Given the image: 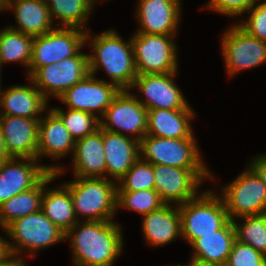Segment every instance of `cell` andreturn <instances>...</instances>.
Here are the masks:
<instances>
[{
  "label": "cell",
  "instance_id": "1",
  "mask_svg": "<svg viewBox=\"0 0 266 266\" xmlns=\"http://www.w3.org/2000/svg\"><path fill=\"white\" fill-rule=\"evenodd\" d=\"M120 226L115 221H78L65 233L74 265L112 266L123 250Z\"/></svg>",
  "mask_w": 266,
  "mask_h": 266
},
{
  "label": "cell",
  "instance_id": "2",
  "mask_svg": "<svg viewBox=\"0 0 266 266\" xmlns=\"http://www.w3.org/2000/svg\"><path fill=\"white\" fill-rule=\"evenodd\" d=\"M88 40H91L89 43L93 48V54H88L89 73L95 75L99 68H104L110 83L120 90H130L138 75L131 39L123 41L112 29L94 37L87 31L85 43Z\"/></svg>",
  "mask_w": 266,
  "mask_h": 266
},
{
  "label": "cell",
  "instance_id": "3",
  "mask_svg": "<svg viewBox=\"0 0 266 266\" xmlns=\"http://www.w3.org/2000/svg\"><path fill=\"white\" fill-rule=\"evenodd\" d=\"M63 185L70 191L76 217L83 215L85 221H113L116 182L110 178L76 177Z\"/></svg>",
  "mask_w": 266,
  "mask_h": 266
},
{
  "label": "cell",
  "instance_id": "4",
  "mask_svg": "<svg viewBox=\"0 0 266 266\" xmlns=\"http://www.w3.org/2000/svg\"><path fill=\"white\" fill-rule=\"evenodd\" d=\"M179 212L181 237L190 245L202 235L221 229L229 221L222 197L212 191L200 193L179 205Z\"/></svg>",
  "mask_w": 266,
  "mask_h": 266
},
{
  "label": "cell",
  "instance_id": "5",
  "mask_svg": "<svg viewBox=\"0 0 266 266\" xmlns=\"http://www.w3.org/2000/svg\"><path fill=\"white\" fill-rule=\"evenodd\" d=\"M3 230L9 236L8 248L12 256H18L25 248L35 254L37 250L65 240V233L60 230L41 210L11 222ZM16 243V244H15Z\"/></svg>",
  "mask_w": 266,
  "mask_h": 266
},
{
  "label": "cell",
  "instance_id": "6",
  "mask_svg": "<svg viewBox=\"0 0 266 266\" xmlns=\"http://www.w3.org/2000/svg\"><path fill=\"white\" fill-rule=\"evenodd\" d=\"M140 158L151 164L186 169H207L196 144L194 134L189 138H159L145 135L139 141Z\"/></svg>",
  "mask_w": 266,
  "mask_h": 266
},
{
  "label": "cell",
  "instance_id": "7",
  "mask_svg": "<svg viewBox=\"0 0 266 266\" xmlns=\"http://www.w3.org/2000/svg\"><path fill=\"white\" fill-rule=\"evenodd\" d=\"M175 36L135 33L131 37L138 75L177 72Z\"/></svg>",
  "mask_w": 266,
  "mask_h": 266
},
{
  "label": "cell",
  "instance_id": "8",
  "mask_svg": "<svg viewBox=\"0 0 266 266\" xmlns=\"http://www.w3.org/2000/svg\"><path fill=\"white\" fill-rule=\"evenodd\" d=\"M85 30L75 27L55 26L54 29L41 36L34 37L32 42V58L28 77L39 67L56 64L66 58L75 56L85 43Z\"/></svg>",
  "mask_w": 266,
  "mask_h": 266
},
{
  "label": "cell",
  "instance_id": "9",
  "mask_svg": "<svg viewBox=\"0 0 266 266\" xmlns=\"http://www.w3.org/2000/svg\"><path fill=\"white\" fill-rule=\"evenodd\" d=\"M222 190L229 220L266 213V185L249 166Z\"/></svg>",
  "mask_w": 266,
  "mask_h": 266
},
{
  "label": "cell",
  "instance_id": "10",
  "mask_svg": "<svg viewBox=\"0 0 266 266\" xmlns=\"http://www.w3.org/2000/svg\"><path fill=\"white\" fill-rule=\"evenodd\" d=\"M155 190L165 204L181 205L194 199L204 179L213 178L208 169H186L153 164Z\"/></svg>",
  "mask_w": 266,
  "mask_h": 266
},
{
  "label": "cell",
  "instance_id": "11",
  "mask_svg": "<svg viewBox=\"0 0 266 266\" xmlns=\"http://www.w3.org/2000/svg\"><path fill=\"white\" fill-rule=\"evenodd\" d=\"M147 114V108L133 93L129 90H120L99 119L100 128L122 135H125V131L140 141L147 132Z\"/></svg>",
  "mask_w": 266,
  "mask_h": 266
},
{
  "label": "cell",
  "instance_id": "12",
  "mask_svg": "<svg viewBox=\"0 0 266 266\" xmlns=\"http://www.w3.org/2000/svg\"><path fill=\"white\" fill-rule=\"evenodd\" d=\"M89 74L88 54L78 52L56 64L39 67L30 77L44 97L59 98L67 89Z\"/></svg>",
  "mask_w": 266,
  "mask_h": 266
},
{
  "label": "cell",
  "instance_id": "13",
  "mask_svg": "<svg viewBox=\"0 0 266 266\" xmlns=\"http://www.w3.org/2000/svg\"><path fill=\"white\" fill-rule=\"evenodd\" d=\"M19 162H18V161ZM38 159L11 157L0 165V205L11 197L36 186L49 172L56 178L64 173V167L37 164Z\"/></svg>",
  "mask_w": 266,
  "mask_h": 266
},
{
  "label": "cell",
  "instance_id": "14",
  "mask_svg": "<svg viewBox=\"0 0 266 266\" xmlns=\"http://www.w3.org/2000/svg\"><path fill=\"white\" fill-rule=\"evenodd\" d=\"M221 41L229 77L266 62V42L249 35L238 23L226 30Z\"/></svg>",
  "mask_w": 266,
  "mask_h": 266
},
{
  "label": "cell",
  "instance_id": "15",
  "mask_svg": "<svg viewBox=\"0 0 266 266\" xmlns=\"http://www.w3.org/2000/svg\"><path fill=\"white\" fill-rule=\"evenodd\" d=\"M95 77L89 73L67 89L58 99L68 106L67 109L92 113L100 119L120 89L106 80H99Z\"/></svg>",
  "mask_w": 266,
  "mask_h": 266
},
{
  "label": "cell",
  "instance_id": "16",
  "mask_svg": "<svg viewBox=\"0 0 266 266\" xmlns=\"http://www.w3.org/2000/svg\"><path fill=\"white\" fill-rule=\"evenodd\" d=\"M177 73L178 72L137 75L131 86V90L132 88H136L144 94L143 96H145V99H143V101L140 99L138 100L147 110L191 109L183 93L176 86L173 79Z\"/></svg>",
  "mask_w": 266,
  "mask_h": 266
},
{
  "label": "cell",
  "instance_id": "17",
  "mask_svg": "<svg viewBox=\"0 0 266 266\" xmlns=\"http://www.w3.org/2000/svg\"><path fill=\"white\" fill-rule=\"evenodd\" d=\"M136 33L176 35L181 19V0H138Z\"/></svg>",
  "mask_w": 266,
  "mask_h": 266
},
{
  "label": "cell",
  "instance_id": "18",
  "mask_svg": "<svg viewBox=\"0 0 266 266\" xmlns=\"http://www.w3.org/2000/svg\"><path fill=\"white\" fill-rule=\"evenodd\" d=\"M39 120L0 115V127L10 157L37 159Z\"/></svg>",
  "mask_w": 266,
  "mask_h": 266
},
{
  "label": "cell",
  "instance_id": "19",
  "mask_svg": "<svg viewBox=\"0 0 266 266\" xmlns=\"http://www.w3.org/2000/svg\"><path fill=\"white\" fill-rule=\"evenodd\" d=\"M102 142L106 159L105 178L112 176L111 180L117 183L140 158L139 141L102 129Z\"/></svg>",
  "mask_w": 266,
  "mask_h": 266
},
{
  "label": "cell",
  "instance_id": "20",
  "mask_svg": "<svg viewBox=\"0 0 266 266\" xmlns=\"http://www.w3.org/2000/svg\"><path fill=\"white\" fill-rule=\"evenodd\" d=\"M14 10L18 25L8 26L32 37L48 33L55 27L46 0H3V10Z\"/></svg>",
  "mask_w": 266,
  "mask_h": 266
},
{
  "label": "cell",
  "instance_id": "21",
  "mask_svg": "<svg viewBox=\"0 0 266 266\" xmlns=\"http://www.w3.org/2000/svg\"><path fill=\"white\" fill-rule=\"evenodd\" d=\"M38 124L37 159L48 156L59 159L74 152L75 140L61 119L50 109Z\"/></svg>",
  "mask_w": 266,
  "mask_h": 266
},
{
  "label": "cell",
  "instance_id": "22",
  "mask_svg": "<svg viewBox=\"0 0 266 266\" xmlns=\"http://www.w3.org/2000/svg\"><path fill=\"white\" fill-rule=\"evenodd\" d=\"M30 82L33 86L15 85L0 92V115L39 118L48 108V100L31 79Z\"/></svg>",
  "mask_w": 266,
  "mask_h": 266
},
{
  "label": "cell",
  "instance_id": "23",
  "mask_svg": "<svg viewBox=\"0 0 266 266\" xmlns=\"http://www.w3.org/2000/svg\"><path fill=\"white\" fill-rule=\"evenodd\" d=\"M73 174L75 177L105 178L106 159L102 129L75 141Z\"/></svg>",
  "mask_w": 266,
  "mask_h": 266
},
{
  "label": "cell",
  "instance_id": "24",
  "mask_svg": "<svg viewBox=\"0 0 266 266\" xmlns=\"http://www.w3.org/2000/svg\"><path fill=\"white\" fill-rule=\"evenodd\" d=\"M142 232L148 244L161 246L181 237L179 205L165 204L160 209L142 216Z\"/></svg>",
  "mask_w": 266,
  "mask_h": 266
},
{
  "label": "cell",
  "instance_id": "25",
  "mask_svg": "<svg viewBox=\"0 0 266 266\" xmlns=\"http://www.w3.org/2000/svg\"><path fill=\"white\" fill-rule=\"evenodd\" d=\"M192 110H148L146 135L159 138H189L193 134L190 119L195 117Z\"/></svg>",
  "mask_w": 266,
  "mask_h": 266
},
{
  "label": "cell",
  "instance_id": "26",
  "mask_svg": "<svg viewBox=\"0 0 266 266\" xmlns=\"http://www.w3.org/2000/svg\"><path fill=\"white\" fill-rule=\"evenodd\" d=\"M235 241V229L229 220L221 229L202 235L191 244L194 249L191 260L226 265Z\"/></svg>",
  "mask_w": 266,
  "mask_h": 266
},
{
  "label": "cell",
  "instance_id": "27",
  "mask_svg": "<svg viewBox=\"0 0 266 266\" xmlns=\"http://www.w3.org/2000/svg\"><path fill=\"white\" fill-rule=\"evenodd\" d=\"M55 176V172H49L36 186L3 202L0 205V226L6 228L14 220L41 210L44 187Z\"/></svg>",
  "mask_w": 266,
  "mask_h": 266
},
{
  "label": "cell",
  "instance_id": "28",
  "mask_svg": "<svg viewBox=\"0 0 266 266\" xmlns=\"http://www.w3.org/2000/svg\"><path fill=\"white\" fill-rule=\"evenodd\" d=\"M44 187L41 211L64 233L71 229L78 221L76 217L70 191L62 184L59 189Z\"/></svg>",
  "mask_w": 266,
  "mask_h": 266
},
{
  "label": "cell",
  "instance_id": "29",
  "mask_svg": "<svg viewBox=\"0 0 266 266\" xmlns=\"http://www.w3.org/2000/svg\"><path fill=\"white\" fill-rule=\"evenodd\" d=\"M52 22L58 18L60 27H75L87 31L86 20L93 11V0H46Z\"/></svg>",
  "mask_w": 266,
  "mask_h": 266
},
{
  "label": "cell",
  "instance_id": "30",
  "mask_svg": "<svg viewBox=\"0 0 266 266\" xmlns=\"http://www.w3.org/2000/svg\"><path fill=\"white\" fill-rule=\"evenodd\" d=\"M34 37L25 35L10 27L0 30V63L19 62L27 70L32 58V42Z\"/></svg>",
  "mask_w": 266,
  "mask_h": 266
},
{
  "label": "cell",
  "instance_id": "31",
  "mask_svg": "<svg viewBox=\"0 0 266 266\" xmlns=\"http://www.w3.org/2000/svg\"><path fill=\"white\" fill-rule=\"evenodd\" d=\"M242 219L244 223L240 225L235 219L232 220L236 240L266 255V213L245 216Z\"/></svg>",
  "mask_w": 266,
  "mask_h": 266
},
{
  "label": "cell",
  "instance_id": "32",
  "mask_svg": "<svg viewBox=\"0 0 266 266\" xmlns=\"http://www.w3.org/2000/svg\"><path fill=\"white\" fill-rule=\"evenodd\" d=\"M164 205L165 203L155 189L116 191V210H118V207L127 208L144 216Z\"/></svg>",
  "mask_w": 266,
  "mask_h": 266
},
{
  "label": "cell",
  "instance_id": "33",
  "mask_svg": "<svg viewBox=\"0 0 266 266\" xmlns=\"http://www.w3.org/2000/svg\"><path fill=\"white\" fill-rule=\"evenodd\" d=\"M51 110L61 119L75 141L94 133L100 127L99 118L92 113L74 109L65 112L56 107Z\"/></svg>",
  "mask_w": 266,
  "mask_h": 266
},
{
  "label": "cell",
  "instance_id": "34",
  "mask_svg": "<svg viewBox=\"0 0 266 266\" xmlns=\"http://www.w3.org/2000/svg\"><path fill=\"white\" fill-rule=\"evenodd\" d=\"M117 183L116 191L155 189L153 164L139 158Z\"/></svg>",
  "mask_w": 266,
  "mask_h": 266
},
{
  "label": "cell",
  "instance_id": "35",
  "mask_svg": "<svg viewBox=\"0 0 266 266\" xmlns=\"http://www.w3.org/2000/svg\"><path fill=\"white\" fill-rule=\"evenodd\" d=\"M226 266H266V255L236 240Z\"/></svg>",
  "mask_w": 266,
  "mask_h": 266
},
{
  "label": "cell",
  "instance_id": "36",
  "mask_svg": "<svg viewBox=\"0 0 266 266\" xmlns=\"http://www.w3.org/2000/svg\"><path fill=\"white\" fill-rule=\"evenodd\" d=\"M248 20H241L238 25L249 35L266 42V1L252 6L249 10ZM244 21V22H243Z\"/></svg>",
  "mask_w": 266,
  "mask_h": 266
},
{
  "label": "cell",
  "instance_id": "37",
  "mask_svg": "<svg viewBox=\"0 0 266 266\" xmlns=\"http://www.w3.org/2000/svg\"><path fill=\"white\" fill-rule=\"evenodd\" d=\"M259 0H210L207 8L219 12L222 15L238 16L244 14Z\"/></svg>",
  "mask_w": 266,
  "mask_h": 266
},
{
  "label": "cell",
  "instance_id": "38",
  "mask_svg": "<svg viewBox=\"0 0 266 266\" xmlns=\"http://www.w3.org/2000/svg\"><path fill=\"white\" fill-rule=\"evenodd\" d=\"M249 167L260 177L266 185V155L256 156L249 164Z\"/></svg>",
  "mask_w": 266,
  "mask_h": 266
},
{
  "label": "cell",
  "instance_id": "39",
  "mask_svg": "<svg viewBox=\"0 0 266 266\" xmlns=\"http://www.w3.org/2000/svg\"><path fill=\"white\" fill-rule=\"evenodd\" d=\"M10 256L8 241L4 240L0 235V263H3Z\"/></svg>",
  "mask_w": 266,
  "mask_h": 266
},
{
  "label": "cell",
  "instance_id": "40",
  "mask_svg": "<svg viewBox=\"0 0 266 266\" xmlns=\"http://www.w3.org/2000/svg\"><path fill=\"white\" fill-rule=\"evenodd\" d=\"M22 259L23 257L21 258L20 256L17 257L11 255L3 263H0V266H27Z\"/></svg>",
  "mask_w": 266,
  "mask_h": 266
},
{
  "label": "cell",
  "instance_id": "41",
  "mask_svg": "<svg viewBox=\"0 0 266 266\" xmlns=\"http://www.w3.org/2000/svg\"><path fill=\"white\" fill-rule=\"evenodd\" d=\"M192 266H226L225 264L204 263L192 260Z\"/></svg>",
  "mask_w": 266,
  "mask_h": 266
},
{
  "label": "cell",
  "instance_id": "42",
  "mask_svg": "<svg viewBox=\"0 0 266 266\" xmlns=\"http://www.w3.org/2000/svg\"><path fill=\"white\" fill-rule=\"evenodd\" d=\"M11 158L6 150H0V165L3 162V160Z\"/></svg>",
  "mask_w": 266,
  "mask_h": 266
},
{
  "label": "cell",
  "instance_id": "43",
  "mask_svg": "<svg viewBox=\"0 0 266 266\" xmlns=\"http://www.w3.org/2000/svg\"><path fill=\"white\" fill-rule=\"evenodd\" d=\"M0 150H6V144L2 134L1 127H0Z\"/></svg>",
  "mask_w": 266,
  "mask_h": 266
},
{
  "label": "cell",
  "instance_id": "44",
  "mask_svg": "<svg viewBox=\"0 0 266 266\" xmlns=\"http://www.w3.org/2000/svg\"><path fill=\"white\" fill-rule=\"evenodd\" d=\"M177 266H182L181 264H178ZM185 266H192V260H190L189 264L188 265H185Z\"/></svg>",
  "mask_w": 266,
  "mask_h": 266
},
{
  "label": "cell",
  "instance_id": "45",
  "mask_svg": "<svg viewBox=\"0 0 266 266\" xmlns=\"http://www.w3.org/2000/svg\"><path fill=\"white\" fill-rule=\"evenodd\" d=\"M1 67H2V65H1V63H0V74H1ZM1 77V76H0ZM1 79V78H0ZM0 86H1V80H0ZM1 88V87H0ZM0 92H1V89H0Z\"/></svg>",
  "mask_w": 266,
  "mask_h": 266
}]
</instances>
